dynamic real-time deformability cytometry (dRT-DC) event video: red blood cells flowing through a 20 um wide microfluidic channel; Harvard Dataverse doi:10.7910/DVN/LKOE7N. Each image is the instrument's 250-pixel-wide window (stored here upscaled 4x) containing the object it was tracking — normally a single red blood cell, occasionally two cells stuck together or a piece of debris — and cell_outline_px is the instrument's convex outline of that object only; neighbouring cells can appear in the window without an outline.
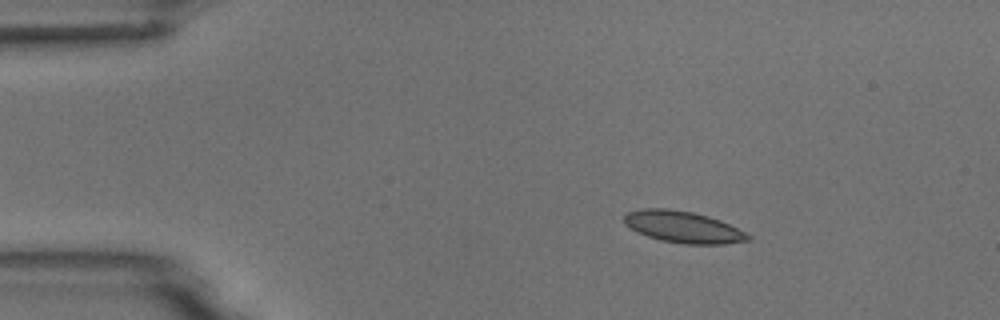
{"species": "common noctule bat (a hibernating species)", "species_latin": "Nyctalus noctula", "temperature_condition": "room temperature", "stored_images_in_passage": 3, "camera_frame_rate_fps": 3000, "um_per_image_px": 0.085, "animal": {"sex": "male", "body_mass_g": 18.8}, "frame": {"image": 1, "passage_image": 1, "time_ms": 0.0, "image_size_px": [1000, 320], "cell_outline_px": [[752, 240], [724, 244], [684, 244], [660, 240], [636, 232], [624, 224], [624, 216], [628, 212], [644, 208], [668, 208], [692, 212], [708, 216], [720, 220], [752, 236]], "centroid_in_image_um": [58.05, 19.3], "position_along_channel_um": 26.9, "area_um2": 22.83}}